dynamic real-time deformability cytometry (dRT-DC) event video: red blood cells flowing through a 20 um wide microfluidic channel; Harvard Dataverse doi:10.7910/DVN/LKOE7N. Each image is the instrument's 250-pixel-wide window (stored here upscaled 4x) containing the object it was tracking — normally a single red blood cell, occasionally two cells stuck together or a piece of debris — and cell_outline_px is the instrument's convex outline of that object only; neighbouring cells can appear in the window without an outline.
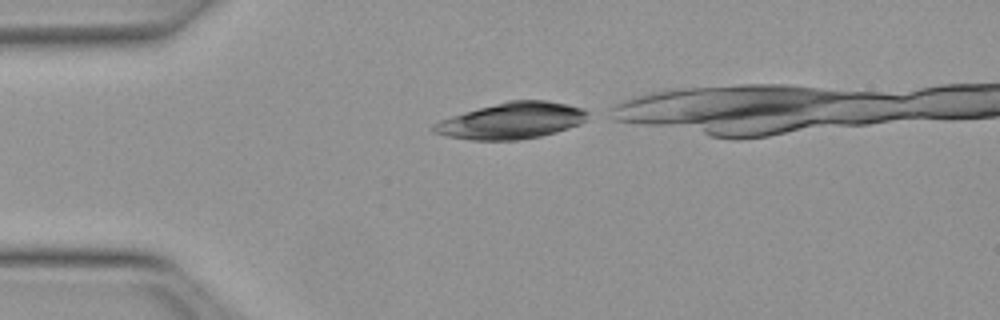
{"species": "Egyptian fruit bat (a non-hibernating species)", "species_latin": "Rousettus aegyptiacus", "temperature_condition": "warm", "stored_images_in_passage": 11, "camera_frame_rate_fps": 3000, "um_per_image_px": 0.085, "animal": {"sex": "female"}, "frame": {"image": 1, "passage_image": 1, "time_ms": 0.0, "image_size_px": [1000, 320], "cell_outline_px": [[588, 112], [584, 120], [580, 124], [556, 132], [540, 136], [516, 140], [468, 140], [448, 136], [432, 132], [432, 124], [440, 120], [464, 112], [508, 100], [548, 100], [584, 108]], "centroid_in_image_um": [43.48, 10.26], "position_along_channel_um": 41.5, "area_um2": 32.48}}
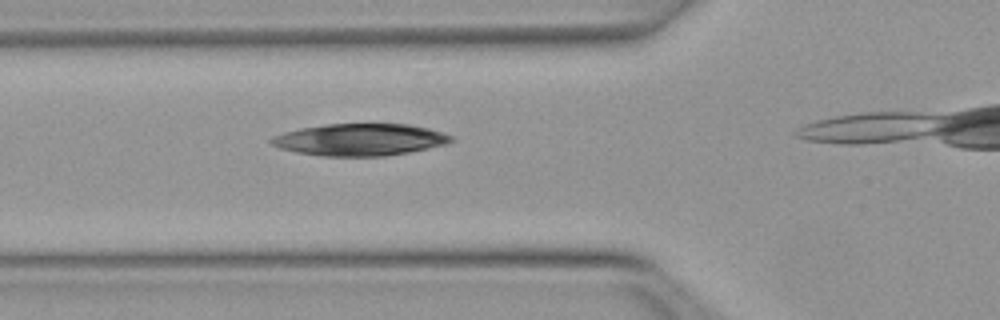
{"frame": {"image": 2, "passage_image": 7, "time_ms": 2.0, "image_size_px": [1000, 320], "cell_outline_px": [[452, 140], [448, 144], [408, 152], [384, 156], [320, 156], [296, 152], [280, 148], [272, 144], [268, 140], [272, 136], [284, 132], [300, 128], [328, 124], [408, 124], [428, 128], [452, 136]], "centroid_in_image_um": [30.56, 11.87], "position_along_channel_um": 95.2, "area_um2": 33.41}}